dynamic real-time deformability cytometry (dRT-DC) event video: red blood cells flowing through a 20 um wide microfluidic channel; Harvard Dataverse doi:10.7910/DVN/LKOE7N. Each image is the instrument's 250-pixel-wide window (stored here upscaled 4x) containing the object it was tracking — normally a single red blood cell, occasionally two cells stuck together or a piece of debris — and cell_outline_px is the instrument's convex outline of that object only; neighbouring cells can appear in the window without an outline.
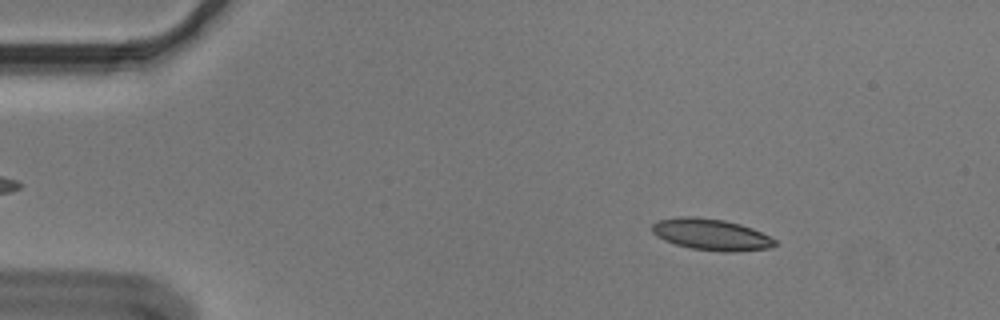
{"species": "Egyptian fruit bat (a non-hibernating species)", "species_latin": "Rousettus aegyptiacus", "temperature_condition": "cold", "stored_images_in_passage": 54, "camera_frame_rate_fps": 3000, "um_per_image_px": 0.085, "animal": {"sex": "male"}, "frame": {"image": 1, "passage_image": 7, "time_ms": 2.0, "image_size_px": [1000, 320], "cell_outline_px": [[780, 244], [772, 248], [732, 252], [720, 252], [692, 248], [676, 244], [664, 240], [656, 236], [652, 232], [652, 224], [660, 220], [680, 216], [696, 216], [724, 220], [740, 224], [752, 228], [776, 240]], "centroid_in_image_um": [60.48, 19.94], "position_along_channel_um": 24.5, "area_um2": 22.6}}
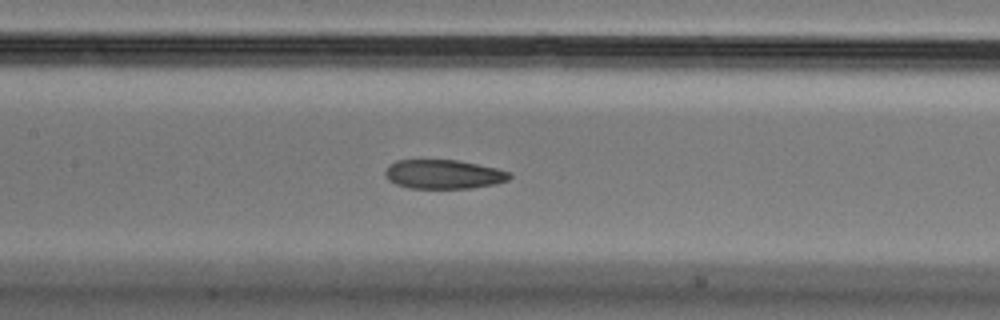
{"frame": {"image": 2, "passage_image": 25, "time_ms": 8.0, "image_size_px": [1000, 320], "cell_outline_px": [[512, 176], [508, 180], [496, 184], [472, 188], [408, 188], [396, 184], [388, 180], [384, 172], [388, 164], [396, 160], [460, 160], [496, 168], [512, 172]], "centroid_in_image_um": [37.71, 14.81], "position_along_channel_um": 169.7, "area_um2": 21.33}}
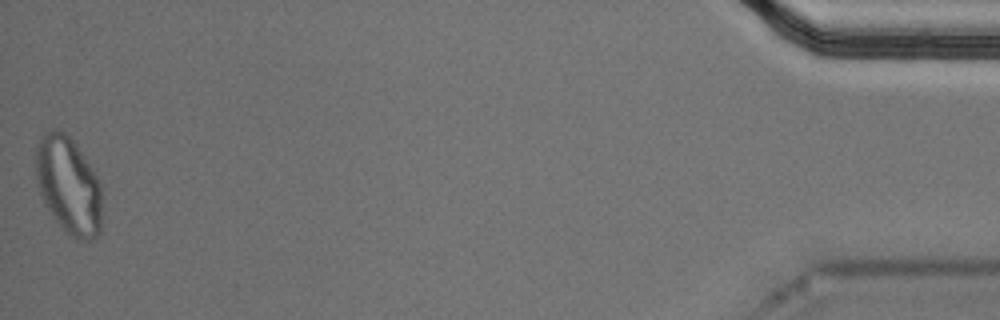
{"frame": {"image": 3, "passage_image": 54, "time_ms": 17.667, "image_size_px": [1000, 320], "cell_outline_px": [[100, 232], [96, 236], [88, 240], [76, 240], [64, 232], [44, 204], [40, 192], [36, 176], [36, 144], [40, 136], [44, 132], [52, 128], [56, 128], [64, 132], [76, 144], [92, 168], [100, 184]], "centroid_in_image_um": [5.79, 15.74], "position_along_channel_um": 429.4, "area_um2": 37.51}, "authors_computed_cell_mechanics": {"area_um2": 22.5998, "velocity_mm_per_s": 3.6226, "shape_relaxation_time_tau1_ms": 10.1761, "shape_relaxation_time_tau2_ms": 2.1663, "deformation_change_tau1": 0.1887, "deformation_change_tau2": 0.0826}}